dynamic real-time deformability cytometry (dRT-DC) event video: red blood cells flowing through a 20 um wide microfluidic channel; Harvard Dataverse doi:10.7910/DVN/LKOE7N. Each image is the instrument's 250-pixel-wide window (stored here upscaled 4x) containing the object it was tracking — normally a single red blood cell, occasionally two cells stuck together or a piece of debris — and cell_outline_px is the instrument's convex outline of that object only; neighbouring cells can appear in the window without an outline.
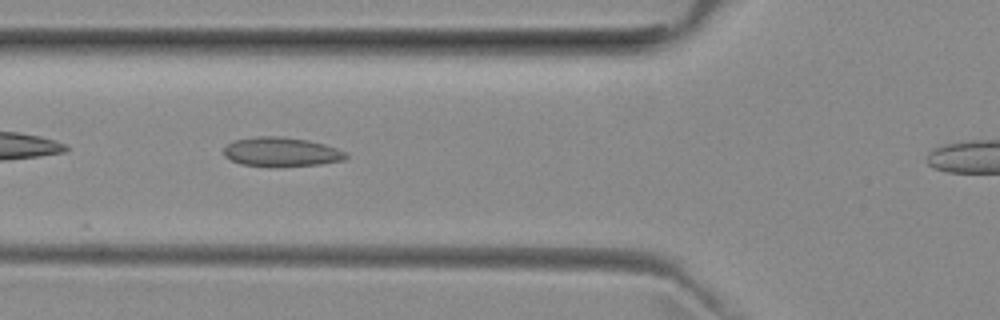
{"species": "common noctule bat (a hibernating species)", "species_latin": "Nyctalus noctula", "temperature_condition": "room temperature", "stored_images_in_passage": 21, "camera_frame_rate_fps": 3000, "um_per_image_px": 0.085, "animal": {"sex": "female", "body_mass_g": 29.2, "forearm_length_mm": 56.3}, "frame": {"image": 1, "passage_image": 5, "time_ms": 1.333, "image_size_px": [1000, 320], "cell_outline_px": [[348, 156], [344, 160], [320, 164], [240, 164], [224, 156], [224, 148], [232, 140], [256, 136], [280, 136], [308, 140], [324, 144], [348, 152]], "centroid_in_image_um": [23.92, 12.86], "position_along_channel_um": 101.9, "area_um2": 20.11}}
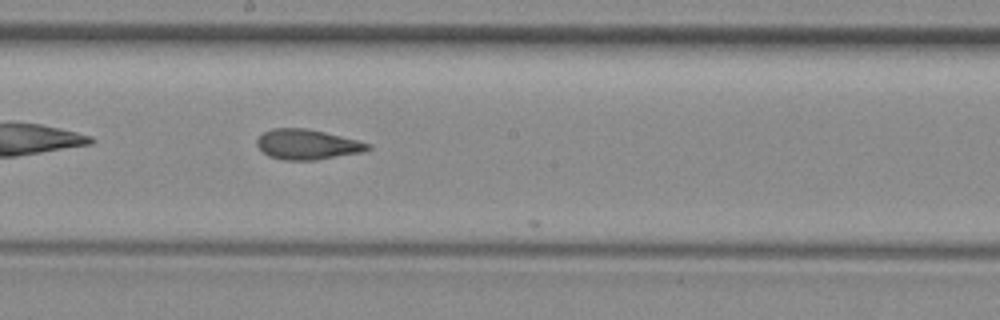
{"frame": {"image": 2, "passage_image": 14, "time_ms": 4.333, "image_size_px": [1000, 320], "cell_outline_px": [[372, 148], [364, 152], [316, 160], [284, 160], [268, 156], [256, 144], [256, 140], [264, 132], [272, 128], [304, 128], [324, 132], [372, 144]], "centroid_in_image_um": [26.13, 12.28], "position_along_channel_um": 222.1, "area_um2": 19.42}}
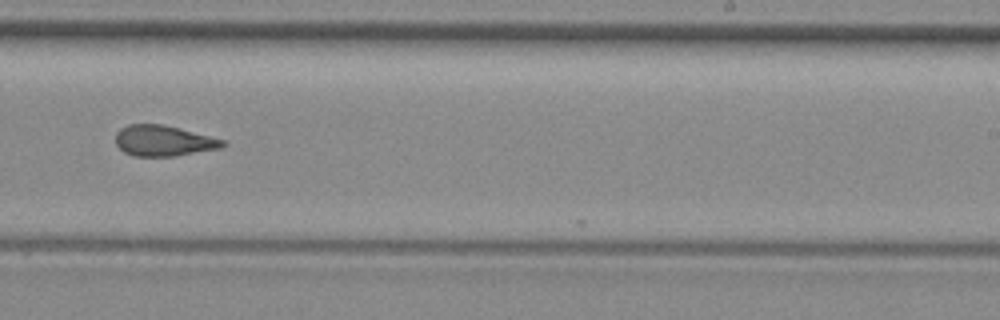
{"frame": {"image": 3, "passage_image": 18, "time_ms": 5.667, "image_size_px": [1000, 320], "cell_outline_px": [[228, 144], [220, 148], [176, 156], [136, 156], [124, 152], [116, 144], [116, 132], [120, 128], [128, 124], [160, 124], [180, 128], [224, 140]], "centroid_in_image_um": [13.89, 11.96], "position_along_channel_um": 275.1, "area_um2": 19.13}}